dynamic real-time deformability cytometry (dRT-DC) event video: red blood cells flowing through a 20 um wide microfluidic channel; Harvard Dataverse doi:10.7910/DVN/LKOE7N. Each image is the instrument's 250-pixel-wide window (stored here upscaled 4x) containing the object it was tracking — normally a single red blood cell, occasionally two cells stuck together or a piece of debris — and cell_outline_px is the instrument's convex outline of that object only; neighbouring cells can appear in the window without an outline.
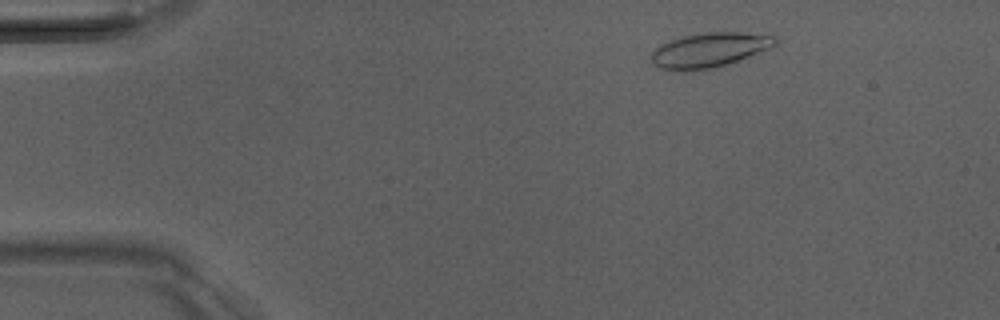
{"species": "Egyptian fruit bat (a non-hibernating species)", "species_latin": "Rousettus aegyptiacus", "temperature_condition": "room temperature", "stored_images_in_passage": 48, "camera_frame_rate_fps": 3000, "um_per_image_px": 0.085, "animal": {"sex": "male"}, "frame": {"image": 1, "passage_image": 5, "time_ms": 1.333, "image_size_px": [1000, 320], "cell_outline_px": [[776, 44], [768, 48], [748, 56], [716, 68], [692, 72], [680, 72], [660, 68], [652, 64], [652, 52], [660, 44], [680, 36], [704, 32], [740, 32], [776, 36]], "centroid_in_image_um": [60.22, 4.27], "position_along_channel_um": 24.8, "area_um2": 25.2}}
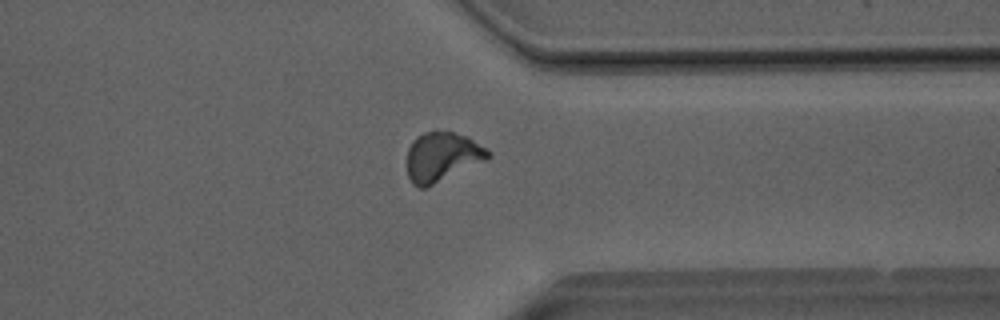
{"frame": {"image": 2, "passage_image": 37, "time_ms": 12.0, "image_size_px": [1000, 320], "cell_outline_px": [[492, 156], [484, 160], [424, 188], [420, 188], [412, 184], [408, 176], [408, 148], [412, 140], [416, 136], [424, 132], [452, 132], [468, 136], [492, 152]], "centroid_in_image_um": [37.56, 13.31], "position_along_channel_um": 373.8, "area_um2": 22.89}}
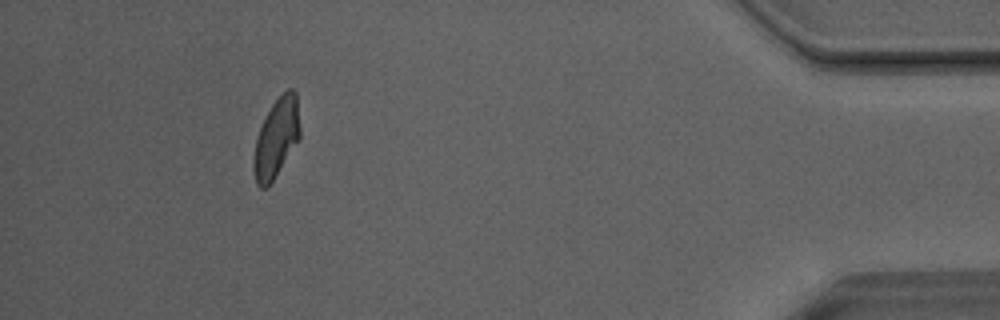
{"frame": {"image": 3, "passage_image": 44, "time_ms": 14.333, "image_size_px": [1000, 320], "cell_outline_px": [[300, 136], [268, 188], [260, 188], [256, 184], [252, 168], [252, 160], [256, 140], [260, 128], [272, 104], [288, 88], [292, 88], [296, 92], [300, 128]], "centroid_in_image_um": [23.47, 11.76], "position_along_channel_um": 411.7, "area_um2": 21.1}, "authors_computed_cell_mechanics": {"area_um2": 22.3975, "velocity_mm_per_s": 4.0555, "shape_relaxation_time_tau1_ms": 6.195, "shape_relaxation_time_tau2_ms": 1.3243, "deformation_change_tau1": 0.1895, "deformation_change_tau2": 0.0664}}